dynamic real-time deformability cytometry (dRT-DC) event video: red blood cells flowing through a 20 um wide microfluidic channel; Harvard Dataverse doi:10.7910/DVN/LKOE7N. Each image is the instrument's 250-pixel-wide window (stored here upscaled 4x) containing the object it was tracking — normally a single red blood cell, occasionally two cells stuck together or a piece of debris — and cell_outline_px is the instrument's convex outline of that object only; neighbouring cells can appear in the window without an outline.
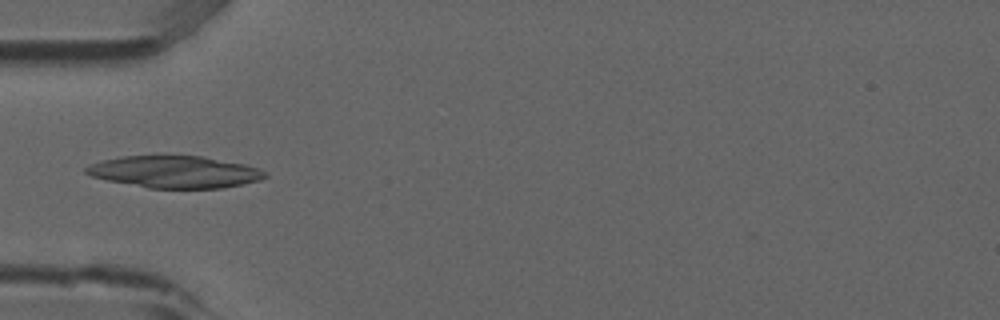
{"species": "common noctule bat (a hibernating species)", "species_latin": "Nyctalus noctula", "temperature_condition": "room temperature", "stored_images_in_passage": 4, "camera_frame_rate_fps": 3000, "um_per_image_px": 0.085, "animal": {"sex": "male", "forearm_length_mm": 52.5}, "frame": {"image": 1, "passage_image": 4, "time_ms": 1.0, "image_size_px": [1000, 320], "cell_outline_px": [[268, 176], [260, 180], [224, 188], [148, 188], [108, 180], [92, 176], [84, 172], [84, 168], [100, 160], [120, 156], [200, 156], [244, 164], [268, 172]], "centroid_in_image_um": [14.86, 14.61], "position_along_channel_um": 70.1, "area_um2": 33.23}}